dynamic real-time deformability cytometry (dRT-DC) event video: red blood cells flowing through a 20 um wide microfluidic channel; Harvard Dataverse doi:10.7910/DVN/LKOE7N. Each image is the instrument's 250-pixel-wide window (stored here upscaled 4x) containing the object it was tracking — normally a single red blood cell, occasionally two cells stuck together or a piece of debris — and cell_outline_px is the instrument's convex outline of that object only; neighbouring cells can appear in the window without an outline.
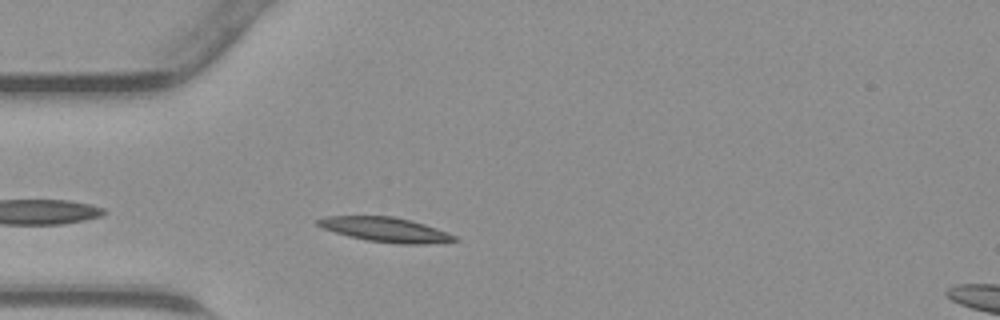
{"species": "common noctule bat (a hibernating species)", "species_latin": "Nyctalus noctula", "temperature_condition": "warm", "stored_images_in_passage": 26, "camera_frame_rate_fps": 3000, "um_per_image_px": 0.085, "animal": {"sex": "male", "body_mass_g": 23.1, "forearm_length_mm": 52.7}, "frame": {"image": 1, "passage_image": 3, "time_ms": 0.667, "image_size_px": [1000, 320], "cell_outline_px": [[460, 240], [424, 244], [400, 244], [368, 240], [348, 236], [324, 228], [316, 224], [316, 220], [328, 216], [392, 216], [412, 220], [448, 232], [456, 236]], "centroid_in_image_um": [32.8, 19.51], "position_along_channel_um": 52.2, "area_um2": 19.42}}
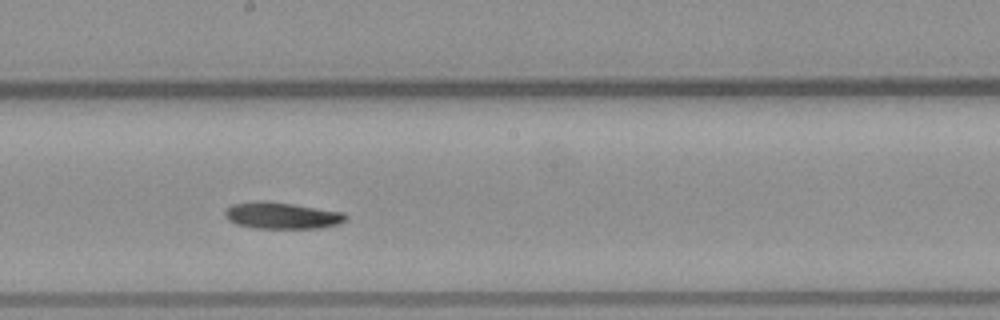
{"frame": {"image": 2, "passage_image": 15, "time_ms": 4.667, "image_size_px": [1000, 320], "cell_outline_px": [[348, 216], [340, 224], [320, 228], [256, 228], [236, 224], [228, 220], [224, 216], [224, 212], [232, 204], [252, 200], [264, 200], [292, 204], [344, 212]], "centroid_in_image_um": [23.93, 18.31], "position_along_channel_um": 224.3, "area_um2": 18.84}}
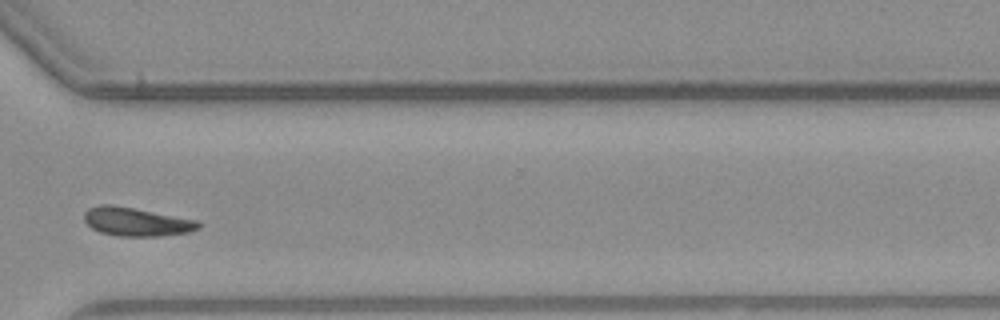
{"frame": {"image": 3, "passage_image": 24, "time_ms": 7.667, "image_size_px": [1000, 320], "cell_outline_px": [[200, 228], [188, 232], [160, 236], [120, 236], [100, 232], [92, 228], [84, 220], [84, 212], [88, 208], [100, 204], [112, 204], [196, 220], [200, 224]], "centroid_in_image_um": [11.55, 18.84], "position_along_channel_um": 359.0, "area_um2": 18.84}}